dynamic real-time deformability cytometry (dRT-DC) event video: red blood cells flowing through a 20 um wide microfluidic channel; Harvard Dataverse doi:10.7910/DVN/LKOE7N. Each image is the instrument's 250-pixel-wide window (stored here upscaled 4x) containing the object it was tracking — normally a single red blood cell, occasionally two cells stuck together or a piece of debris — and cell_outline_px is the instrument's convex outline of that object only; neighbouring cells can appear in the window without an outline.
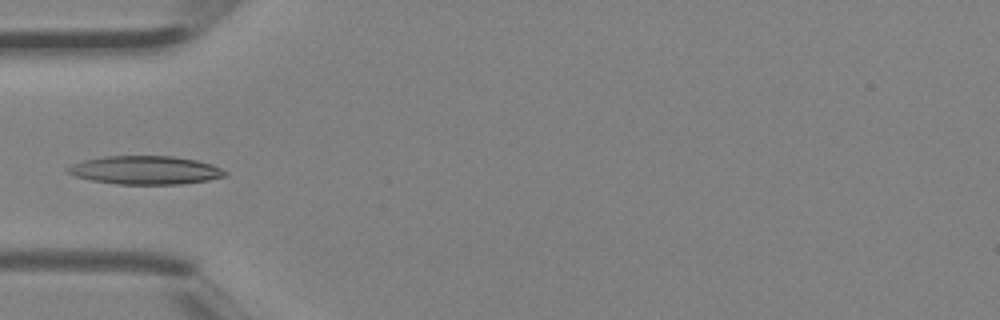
{"species": "Egyptian fruit bat (a non-hibernating species)", "species_latin": "Rousettus aegyptiacus", "temperature_condition": "room temperature", "stored_images_in_passage": 3, "camera_frame_rate_fps": 3000, "um_per_image_px": 0.085, "animal": {"sex": "female"}, "frame": {"image": 1, "passage_image": 3, "time_ms": 0.667, "image_size_px": [1000, 320], "cell_outline_px": [[228, 176], [208, 180], [180, 184], [116, 184], [92, 180], [76, 176], [64, 172], [64, 168], [72, 164], [84, 160], [104, 156], [172, 156], [196, 160], [212, 164], [228, 172]], "centroid_in_image_um": [12.34, 14.46], "position_along_channel_um": 72.7, "area_um2": 26.18}}